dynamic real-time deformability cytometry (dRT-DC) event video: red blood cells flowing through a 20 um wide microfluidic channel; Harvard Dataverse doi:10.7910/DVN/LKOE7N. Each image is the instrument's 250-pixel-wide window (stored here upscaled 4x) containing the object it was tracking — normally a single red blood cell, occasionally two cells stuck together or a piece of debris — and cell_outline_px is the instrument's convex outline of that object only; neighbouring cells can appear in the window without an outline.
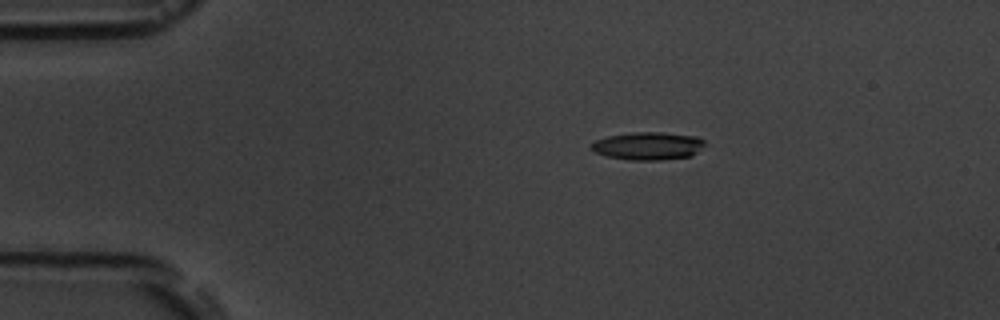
{"species": "common noctule bat (a hibernating species)", "species_latin": "Nyctalus noctula", "temperature_condition": "room temperature", "stored_images_in_passage": 3, "segment_of_instrument_passage": [1, 2], "camera_frame_rate_fps": 3000, "um_per_image_px": 0.085, "animal": {"sex": "male", "body_mass_g": 19.5, "forearm_length_mm": 54.6}, "frame": {"image": 1, "passage_image": 1, "time_ms": 0.0, "image_size_px": [1000, 320], "cell_outline_px": [[704, 144], [692, 156], [660, 160], [632, 160], [608, 156], [596, 152], [592, 148], [592, 144], [596, 140], [608, 136], [632, 132], [660, 132], [696, 136], [704, 140]], "centroid_in_image_um": [55.1, 12.4], "position_along_channel_um": 29.9, "area_um2": 18.15}}